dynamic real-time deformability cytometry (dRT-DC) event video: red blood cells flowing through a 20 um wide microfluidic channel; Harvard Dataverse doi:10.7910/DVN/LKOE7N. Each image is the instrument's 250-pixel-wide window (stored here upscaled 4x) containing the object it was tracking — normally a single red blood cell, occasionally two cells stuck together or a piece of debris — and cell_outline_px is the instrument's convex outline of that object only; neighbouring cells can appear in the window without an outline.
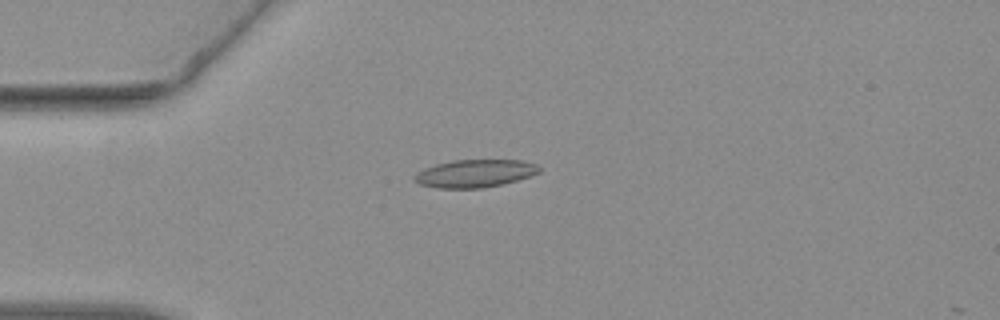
{"species": "common noctule bat (a hibernating species)", "species_latin": "Nyctalus noctula", "temperature_condition": "warm", "stored_images_in_passage": 41, "camera_frame_rate_fps": 3000, "um_per_image_px": 0.085, "animal": {"sex": "female", "body_mass_g": 19.3, "forearm_length_mm": 54.1}, "frame": {"image": 1, "passage_image": 1, "time_ms": 0.0, "image_size_px": [1000, 320], "cell_outline_px": [[540, 172], [504, 184], [484, 188], [436, 188], [420, 184], [412, 180], [412, 176], [416, 172], [424, 168], [436, 164], [452, 160], [524, 160], [536, 164], [540, 168]], "centroid_in_image_um": [40.32, 14.74], "position_along_channel_um": 44.7, "area_um2": 20.35}}
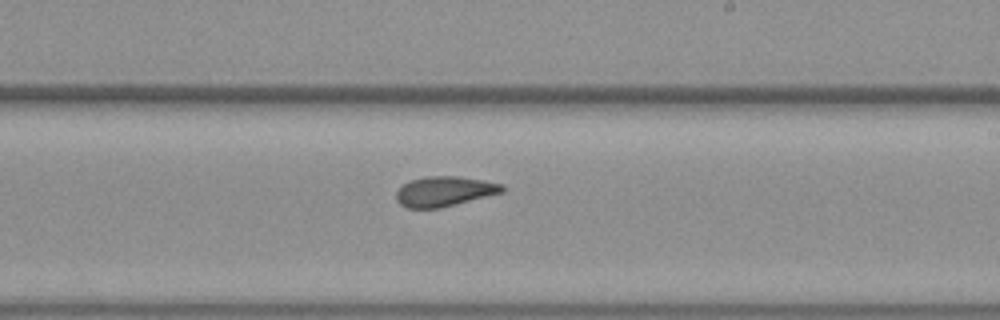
{"frame": {"image": 2, "passage_image": 19, "time_ms": 6.0, "image_size_px": [1000, 320], "cell_outline_px": [[504, 192], [440, 208], [404, 208], [396, 200], [396, 192], [404, 184], [412, 180], [424, 176], [456, 176], [484, 180], [504, 184]], "centroid_in_image_um": [37.78, 16.27], "position_along_channel_um": 251.2, "area_um2": 18.55}}
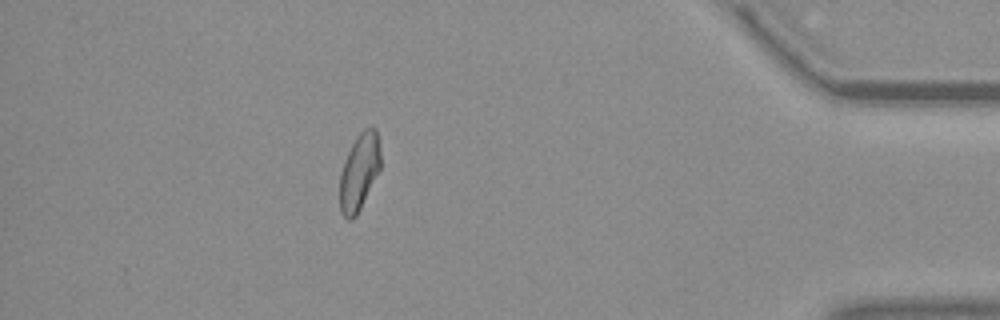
{"frame": {"image": 3, "passage_image": 35, "time_ms": 11.333, "image_size_px": [1000, 320], "cell_outline_px": [[380, 168], [356, 216], [352, 220], [348, 220], [340, 212], [340, 172], [344, 160], [352, 144], [360, 132], [364, 128], [376, 128], [380, 148]], "centroid_in_image_um": [30.52, 14.61], "position_along_channel_um": 404.7, "area_um2": 18.03}, "authors_computed_cell_mechanics": {"area_um2": 18.9006, "velocity_mm_per_s": 3.7827, "shape_relaxation_time_tau1_ms": 7.0129, "shape_relaxation_time_tau2_ms": 2.4593, "deformation_change_tau1": 0.1351, "deformation_change_tau2": 0.0912}}